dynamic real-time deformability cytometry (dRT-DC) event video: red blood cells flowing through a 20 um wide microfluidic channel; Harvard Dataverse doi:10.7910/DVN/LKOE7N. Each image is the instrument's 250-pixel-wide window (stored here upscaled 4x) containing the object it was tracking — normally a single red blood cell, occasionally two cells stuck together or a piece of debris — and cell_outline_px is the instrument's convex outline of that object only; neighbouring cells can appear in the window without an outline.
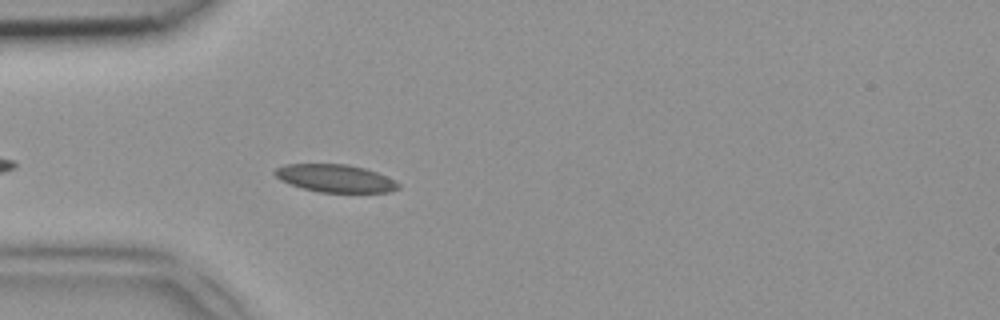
{"species": "common noctule bat (a hibernating species)", "species_latin": "Nyctalus noctula", "temperature_condition": "room temperature", "stored_images_in_passage": 7, "camera_frame_rate_fps": 3000, "um_per_image_px": 0.085, "animal": {"sex": "female", "body_mass_g": 18.4}, "frame": {"image": 1, "passage_image": 4, "time_ms": 1.0, "image_size_px": [1000, 320], "cell_outline_px": [[400, 188], [388, 192], [320, 192], [304, 188], [280, 180], [272, 172], [276, 168], [284, 164], [348, 164], [364, 168], [376, 172], [400, 184]], "centroid_in_image_um": [28.47, 15.15], "position_along_channel_um": 56.5, "area_um2": 19.71}}